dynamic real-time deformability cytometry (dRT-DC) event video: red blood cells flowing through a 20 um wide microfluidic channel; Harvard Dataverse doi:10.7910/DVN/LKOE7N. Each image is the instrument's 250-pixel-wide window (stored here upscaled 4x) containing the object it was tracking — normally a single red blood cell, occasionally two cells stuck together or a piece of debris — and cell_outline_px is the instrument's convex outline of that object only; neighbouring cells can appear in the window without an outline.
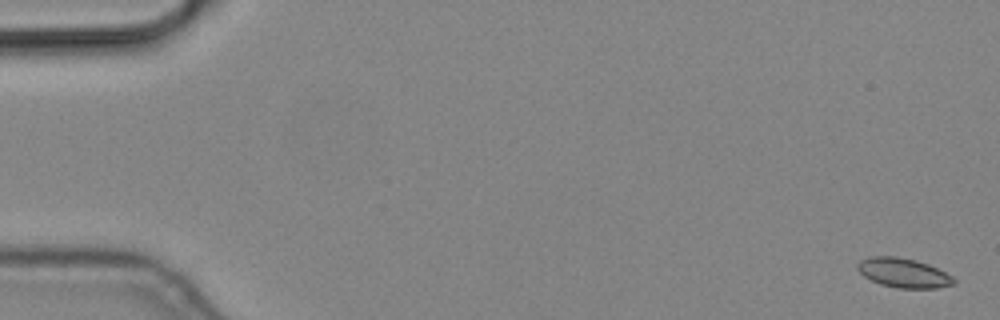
{"species": "common noctule bat (a hibernating species)", "species_latin": "Nyctalus noctula", "temperature_condition": "cold", "stored_images_in_passage": 8, "camera_frame_rate_fps": 3000, "um_per_image_px": 0.085, "animal": {"sex": "male", "body_mass_g": 19.2, "forearm_length_mm": 51.8}, "frame": {"image": 1, "passage_image": 1, "time_ms": 0.0, "image_size_px": [1000, 320], "cell_outline_px": [[956, 284], [936, 288], [896, 288], [880, 284], [864, 276], [856, 268], [856, 264], [860, 260], [868, 256], [896, 256], [916, 260], [928, 264], [952, 276], [956, 280]], "centroid_in_image_um": [76.78, 23.19], "position_along_channel_um": 8.2, "area_um2": 16.59}}
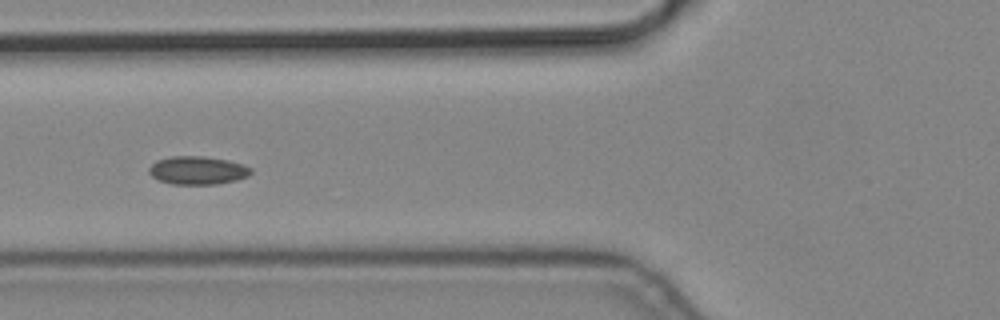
{"frame": {"image": 2, "passage_image": 7, "time_ms": 2.0, "image_size_px": [1000, 320], "cell_outline_px": [[252, 172], [248, 176], [236, 180], [216, 184], [172, 184], [160, 180], [152, 176], [148, 172], [148, 168], [156, 160], [172, 156], [204, 156], [228, 160], [252, 168]], "centroid_in_image_um": [16.78, 14.47], "position_along_channel_um": 109.0, "area_um2": 16.7}}
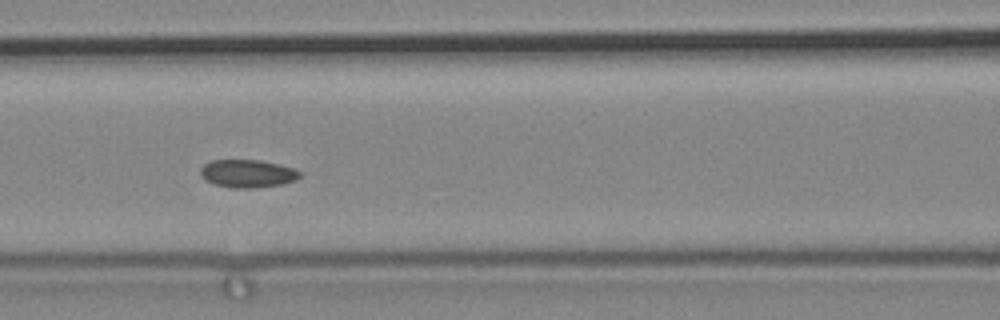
{"frame": {"image": 3, "passage_image": 8, "time_ms": 2.333, "image_size_px": [1000, 320], "cell_outline_px": [[300, 176], [296, 180], [284, 184], [252, 188], [232, 188], [216, 184], [204, 180], [200, 172], [200, 168], [204, 164], [212, 160], [260, 160], [280, 164], [292, 168], [300, 172]], "centroid_in_image_um": [21.04, 14.75], "position_along_channel_um": 145.6, "area_um2": 16.18}}